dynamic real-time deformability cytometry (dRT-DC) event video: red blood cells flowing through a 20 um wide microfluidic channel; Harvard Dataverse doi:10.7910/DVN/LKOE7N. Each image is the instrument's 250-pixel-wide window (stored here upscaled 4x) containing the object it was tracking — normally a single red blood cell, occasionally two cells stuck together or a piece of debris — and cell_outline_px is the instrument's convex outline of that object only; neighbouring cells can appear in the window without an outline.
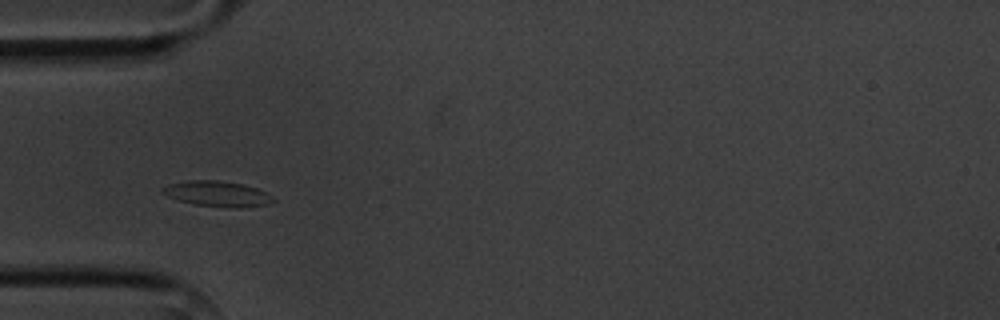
{"species": "common noctule bat (a hibernating species)", "species_latin": "Nyctalus noctula", "temperature_condition": "cold", "stored_images_in_passage": 7, "camera_frame_rate_fps": 3000, "um_per_image_px": 0.085, "animal": {"sex": "male", "body_mass_g": 20.1, "forearm_length_mm": 53.5}, "frame": {"image": 1, "passage_image": 3, "time_ms": 3.333, "image_size_px": [1000, 320], "cell_outline_px": [[276, 200], [268, 204], [240, 208], [232, 208], [192, 204], [168, 196], [160, 192], [160, 188], [168, 184], [188, 180], [216, 180], [244, 184], [256, 188], [272, 196]], "centroid_in_image_um": [18.45, 16.47], "position_along_channel_um": 66.5, "area_um2": 16.47}}
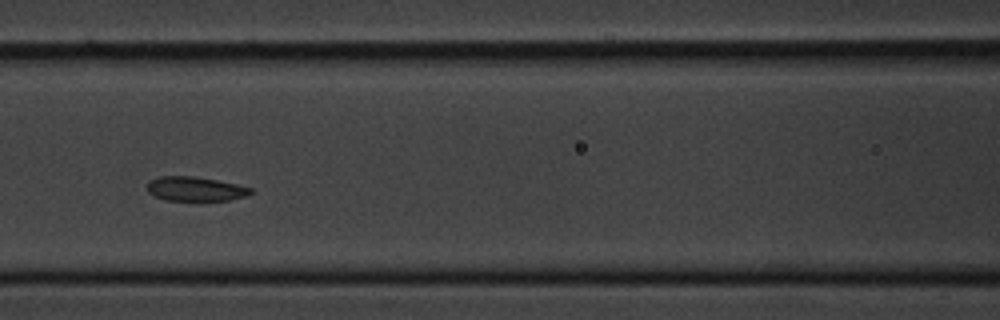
{"frame": {"image": 2, "passage_image": 5, "time_ms": 5.667, "image_size_px": [1000, 320], "cell_outline_px": [[252, 192], [244, 196], [228, 200], [164, 200], [148, 192], [148, 184], [152, 180], [160, 176], [196, 176], [236, 184], [252, 188]], "centroid_in_image_um": [16.6, 16.05], "position_along_channel_um": 150.0, "area_um2": 14.39}}
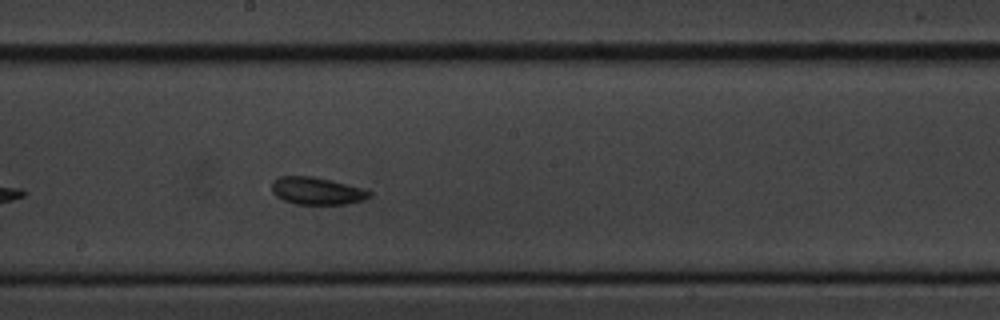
{"frame": {"image": 3, "passage_image": 7, "time_ms": 7.667, "image_size_px": [1000, 320], "cell_outline_px": [[372, 196], [364, 200], [348, 204], [296, 204], [284, 200], [276, 196], [272, 192], [272, 180], [280, 176], [312, 176], [332, 180], [360, 188], [372, 192]], "centroid_in_image_um": [26.92, 16.23], "position_along_channel_um": 221.3, "area_um2": 15.61}}